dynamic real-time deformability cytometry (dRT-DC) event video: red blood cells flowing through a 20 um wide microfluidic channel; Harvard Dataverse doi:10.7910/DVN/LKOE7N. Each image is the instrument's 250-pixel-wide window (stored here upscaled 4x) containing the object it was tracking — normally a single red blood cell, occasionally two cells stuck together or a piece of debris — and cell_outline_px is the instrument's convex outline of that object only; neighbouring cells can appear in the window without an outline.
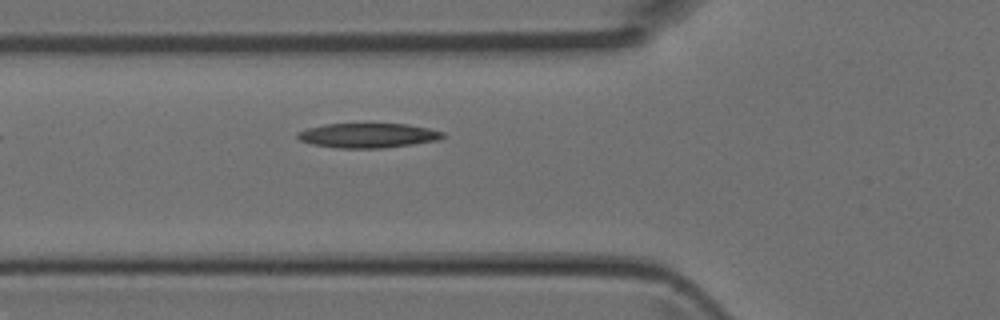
{"species": "Egyptian fruit bat (a non-hibernating species)", "species_latin": "Rousettus aegyptiacus", "temperature_condition": "room temperature", "stored_images_in_passage": 5, "camera_frame_rate_fps": 3000, "um_per_image_px": 0.085, "animal": {"sex": "female"}, "frame": {"image": 1, "passage_image": 5, "time_ms": 1.333, "image_size_px": [1000, 320], "cell_outline_px": [[448, 136], [436, 140], [412, 144], [384, 148], [340, 148], [312, 144], [300, 140], [296, 136], [296, 132], [308, 128], [324, 124], [408, 124], [428, 128], [444, 132]], "centroid_in_image_um": [31.28, 11.51], "position_along_channel_um": 94.5, "area_um2": 20.81}}